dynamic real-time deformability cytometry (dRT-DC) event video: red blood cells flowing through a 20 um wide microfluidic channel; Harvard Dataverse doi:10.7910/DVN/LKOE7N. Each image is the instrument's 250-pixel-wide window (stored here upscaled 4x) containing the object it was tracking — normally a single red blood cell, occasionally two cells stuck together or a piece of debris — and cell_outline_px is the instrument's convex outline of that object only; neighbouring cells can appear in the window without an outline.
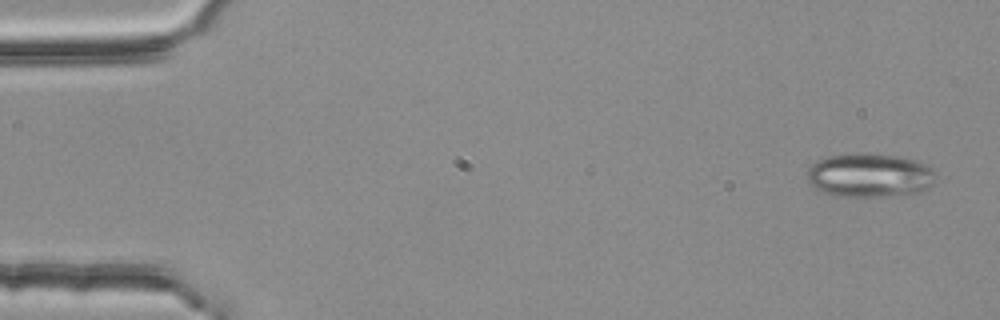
{"species": "common noctule bat (a hibernating species)", "species_latin": "Nyctalus noctula", "temperature_condition": "room temperature", "stored_images_in_passage": 2, "camera_frame_rate_fps": 3000, "um_per_image_px": 0.085, "animal": {"sex": "female", "body_mass_g": 25.1}, "frame": {"image": 1, "passage_image": 2, "time_ms": 0.333, "image_size_px": [1000, 320], "cell_outline_px": [[936, 180], [928, 188], [920, 192], [880, 196], [836, 196], [824, 192], [816, 188], [808, 180], [808, 168], [812, 164], [828, 156], [856, 152], [864, 152], [896, 156], [916, 160], [932, 168], [936, 172]], "centroid_in_image_um": [73.95, 14.88], "position_along_channel_um": 11.1, "area_um2": 32.89}}